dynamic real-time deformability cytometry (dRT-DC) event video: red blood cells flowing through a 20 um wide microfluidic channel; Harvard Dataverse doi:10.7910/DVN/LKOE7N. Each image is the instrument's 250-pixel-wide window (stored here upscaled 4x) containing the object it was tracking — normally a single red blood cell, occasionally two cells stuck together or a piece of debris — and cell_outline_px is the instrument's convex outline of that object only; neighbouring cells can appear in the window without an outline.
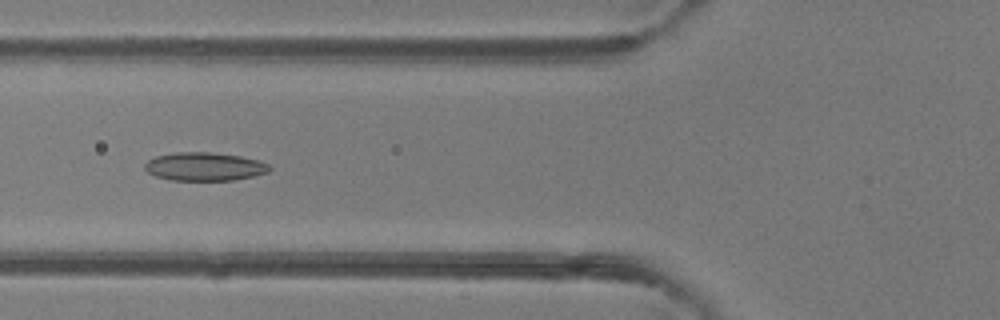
{"species": "common noctule bat (a hibernating species)", "species_latin": "Nyctalus noctula", "temperature_condition": "room temperature", "stored_images_in_passage": 40, "camera_frame_rate_fps": 3000, "um_per_image_px": 0.085, "animal": {"sex": "female"}, "frame": {"image": 1, "passage_image": 9, "time_ms": 2.667, "image_size_px": [1000, 320], "cell_outline_px": [[272, 168], [268, 172], [252, 176], [232, 180], [172, 180], [156, 176], [148, 172], [144, 168], [144, 164], [148, 160], [156, 156], [176, 152], [208, 152], [240, 156], [260, 160], [268, 164]], "centroid_in_image_um": [17.38, 14.15], "position_along_channel_um": 108.4, "area_um2": 20.52}}
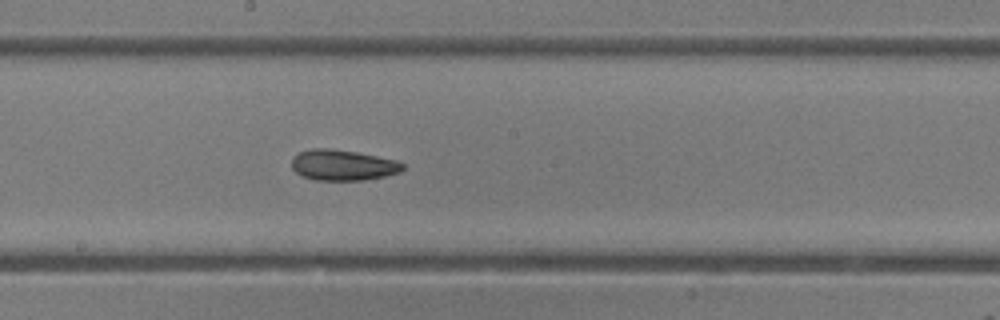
{"frame": {"image": 2, "passage_image": 17, "time_ms": 5.333, "image_size_px": [1000, 320], "cell_outline_px": [[404, 168], [400, 172], [384, 176], [364, 180], [316, 180], [304, 176], [296, 172], [292, 168], [292, 156], [300, 152], [312, 148], [328, 148], [356, 152], [396, 160], [404, 164]], "centroid_in_image_um": [29.13, 14.03], "position_along_channel_um": 219.1, "area_um2": 19.77}}
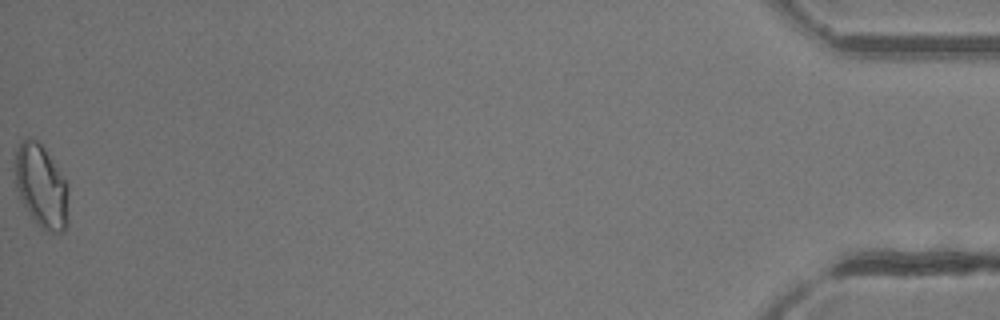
{"frame": {"image": 3, "passage_image": 40, "time_ms": 13.0, "image_size_px": [1000, 320], "cell_outline_px": [[68, 224], [64, 232], [52, 232], [36, 224], [20, 200], [16, 188], [12, 168], [16, 148], [20, 140], [28, 136], [36, 140], [40, 144], [68, 184]], "centroid_in_image_um": [3.46, 15.82], "position_along_channel_um": 431.7, "area_um2": 26.36}, "authors_computed_cell_mechanics": {"area_um2": 20.5479, "velocity_mm_per_s": 4.1357, "shape_relaxation_time_tau1_ms": 8.5589, "shape_relaxation_time_tau2_ms": 3.9871, "deformation_change_tau1": 0.1399, "deformation_change_tau2": 0.1079}}